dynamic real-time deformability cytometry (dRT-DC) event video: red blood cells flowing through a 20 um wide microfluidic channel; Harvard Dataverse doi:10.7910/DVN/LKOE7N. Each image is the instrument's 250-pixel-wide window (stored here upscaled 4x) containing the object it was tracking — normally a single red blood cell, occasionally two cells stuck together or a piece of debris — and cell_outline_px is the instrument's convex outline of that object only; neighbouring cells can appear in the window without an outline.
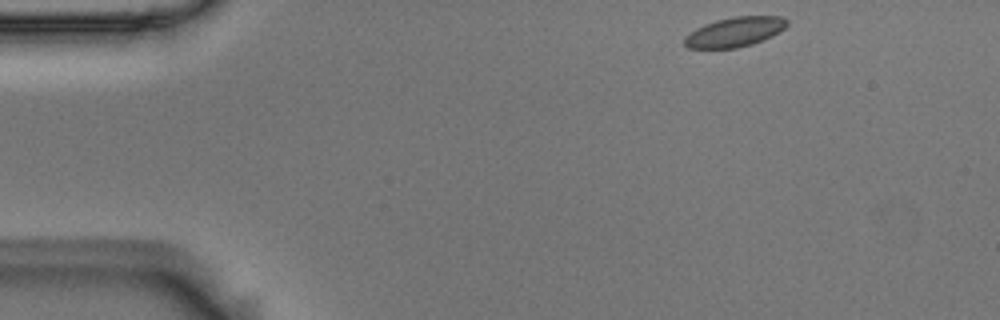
{"species": "Egyptian fruit bat (a non-hibernating species)", "species_latin": "Rousettus aegyptiacus", "temperature_condition": "room temperature", "stored_images_in_passage": 49, "camera_frame_rate_fps": 3000, "um_per_image_px": 0.085, "animal": {"sex": "male"}, "frame": {"image": 1, "passage_image": 1, "time_ms": 0.0, "image_size_px": [1000, 320], "cell_outline_px": [[788, 24], [780, 32], [764, 40], [752, 44], [736, 48], [688, 48], [684, 44], [684, 36], [696, 28], [704, 24], [716, 20], [732, 16], [780, 16], [788, 20]], "centroid_in_image_um": [62.46, 2.71], "position_along_channel_um": 22.5, "area_um2": 17.86}}
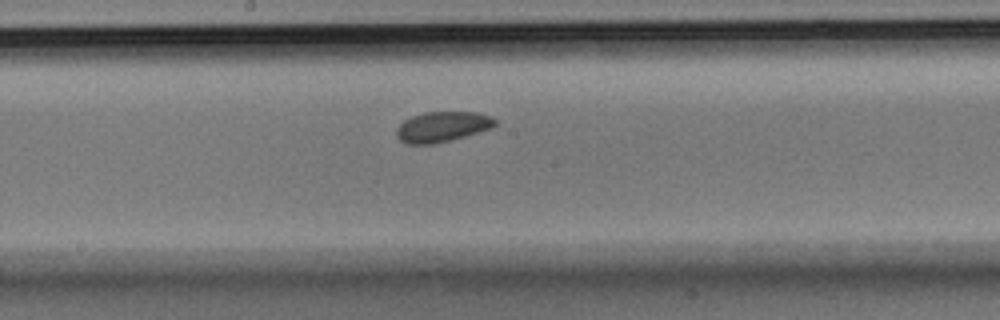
{"frame": {"image": 2, "passage_image": 23, "time_ms": 7.333, "image_size_px": [1000, 320], "cell_outline_px": [[496, 124], [492, 128], [452, 140], [432, 144], [408, 144], [400, 140], [396, 136], [396, 128], [404, 120], [412, 116], [424, 112], [476, 112], [488, 116], [496, 120]], "centroid_in_image_um": [37.57, 10.78], "position_along_channel_um": 210.6, "area_um2": 17.4}}
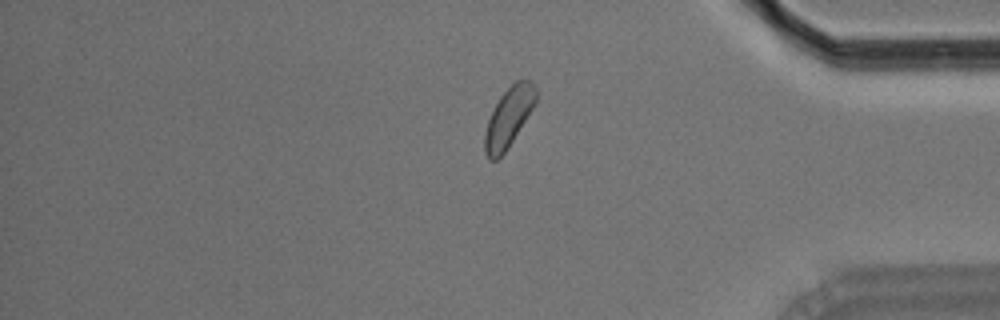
{"frame": {"image": 3, "passage_image": 40, "time_ms": 13.0, "image_size_px": [1000, 320], "cell_outline_px": [[536, 104], [508, 148], [496, 160], [488, 160], [484, 152], [484, 132], [488, 120], [500, 96], [516, 80], [532, 80], [536, 88]], "centroid_in_image_um": [43.24, 9.98], "position_along_channel_um": 392.0, "area_um2": 17.74}, "authors_computed_cell_mechanics": {"area_um2": 17.629, "velocity_mm_per_s": 3.6109, "shape_relaxation_time_tau1_ms": null, "shape_relaxation_time_tau2_ms": 7.9269, "deformation_change_tau1": null, "deformation_change_tau2": 0.0817}}